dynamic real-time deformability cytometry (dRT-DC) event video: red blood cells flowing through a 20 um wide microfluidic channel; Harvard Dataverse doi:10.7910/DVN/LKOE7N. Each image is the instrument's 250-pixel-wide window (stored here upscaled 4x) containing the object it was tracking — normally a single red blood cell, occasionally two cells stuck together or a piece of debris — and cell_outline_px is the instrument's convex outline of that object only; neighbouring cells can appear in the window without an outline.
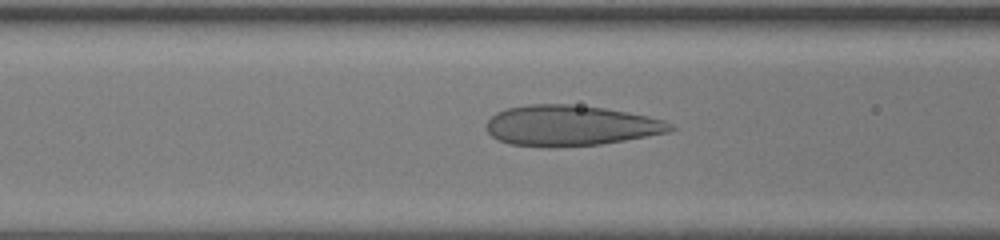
{"species": "human", "species_latin": "Homo sapiens", "temperature_condition": "room temperature", "stored_images_in_passage": 45, "camera_frame_rate_fps": 3000, "um_per_image_px": 0.085, "donor": {"sex": "female"}, "frame": {"image": 1, "passage_image": 19, "time_ms": 6.0, "image_size_px": [1000, 240], "cell_outline_px": [[676, 128], [668, 132], [624, 140], [600, 144], [552, 148], [548, 148], [508, 144], [492, 136], [484, 128], [484, 124], [496, 112], [508, 108], [528, 104], [568, 104], [604, 108], [628, 112], [648, 116], [664, 120], [672, 124]], "centroid_in_image_um": [48.45, 10.68], "position_along_channel_um": 118.1, "area_um2": 43.7}}
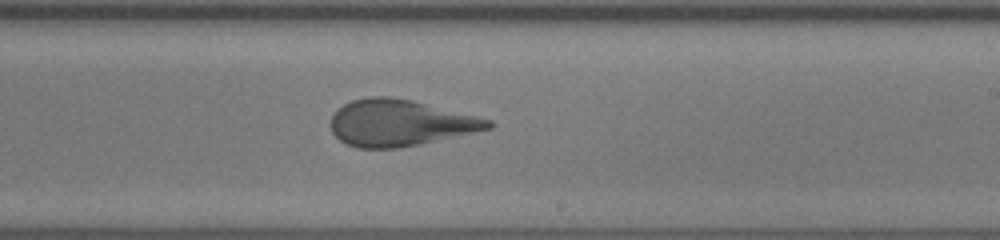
{"frame": {"image": 2, "passage_image": 28, "time_ms": 9.0, "image_size_px": [1000, 240], "cell_outline_px": [[496, 124], [492, 128], [420, 144], [400, 148], [356, 148], [344, 144], [332, 132], [332, 116], [344, 104], [352, 100], [368, 96], [388, 96], [412, 100], [492, 120]], "centroid_in_image_um": [34.0, 10.45], "position_along_channel_um": 255.0, "area_um2": 42.43}}
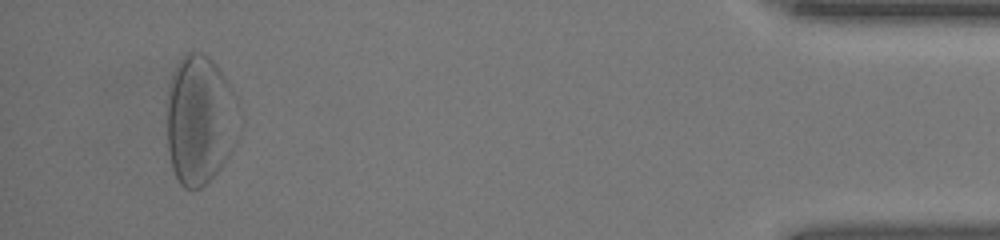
{"frame": {"image": 3, "passage_image": 43, "time_ms": 14.0, "image_size_px": [1000, 240], "cell_outline_px": [[240, 108], [228, 156], [216, 172], [200, 188], [184, 188], [180, 184], [172, 168], [168, 152], [168, 84], [172, 72], [176, 64], [188, 52], [200, 52], [208, 56], [216, 64], [232, 88], [240, 104]], "centroid_in_image_um": [16.96, 10.14], "position_along_channel_um": 418.2, "area_um2": 53.7}}